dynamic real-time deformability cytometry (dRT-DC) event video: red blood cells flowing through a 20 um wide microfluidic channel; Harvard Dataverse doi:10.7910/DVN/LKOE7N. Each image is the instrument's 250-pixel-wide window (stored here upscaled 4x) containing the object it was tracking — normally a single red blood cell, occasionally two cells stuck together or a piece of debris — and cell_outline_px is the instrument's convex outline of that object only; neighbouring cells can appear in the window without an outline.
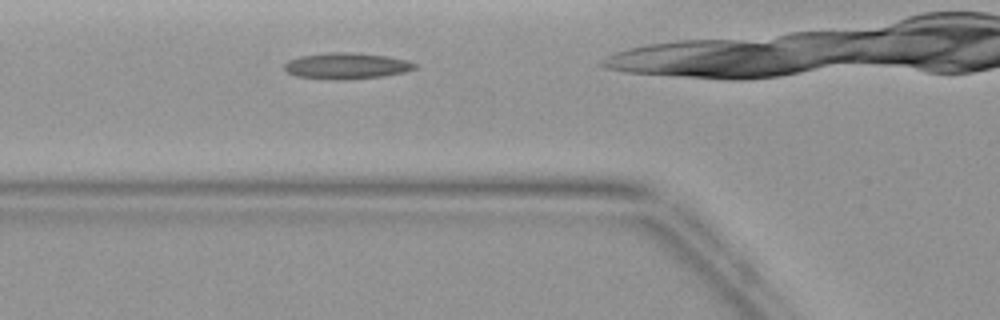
{"species": "common noctule bat (a hibernating species)", "species_latin": "Nyctalus noctula", "temperature_condition": "warm", "stored_images_in_passage": 3, "camera_frame_rate_fps": 3000, "um_per_image_px": 0.085, "animal": {"sex": "female", "body_mass_g": 19.9}, "frame": {"image": 1, "passage_image": 2, "time_ms": 1.333, "image_size_px": [1000, 320], "cell_outline_px": [[420, 64], [416, 68], [404, 72], [384, 76], [344, 80], [332, 80], [296, 76], [288, 72], [284, 68], [284, 64], [288, 60], [300, 56], [328, 52], [352, 52], [388, 56], [408, 60]], "centroid_in_image_um": [29.49, 5.6], "position_along_channel_um": 96.3, "area_um2": 20.17}}